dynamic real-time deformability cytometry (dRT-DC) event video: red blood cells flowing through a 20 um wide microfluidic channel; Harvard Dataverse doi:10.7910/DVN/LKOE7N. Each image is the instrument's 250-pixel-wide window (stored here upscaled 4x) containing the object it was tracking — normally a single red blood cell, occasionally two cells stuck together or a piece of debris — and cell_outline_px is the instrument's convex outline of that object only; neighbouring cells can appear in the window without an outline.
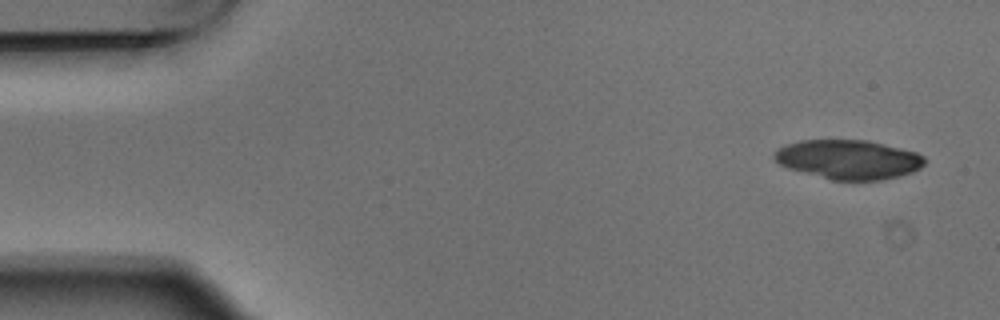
{"species": "Egyptian fruit bat (a non-hibernating species)", "species_latin": "Rousettus aegyptiacus", "temperature_condition": "warm", "stored_images_in_passage": 5, "camera_frame_rate_fps": 3000, "um_per_image_px": 0.085, "animal": {"sex": "male"}, "frame": {"image": 1, "passage_image": 1, "time_ms": 0.0, "image_size_px": [1000, 320], "cell_outline_px": [[924, 164], [920, 168], [912, 172], [900, 176], [880, 180], [832, 180], [788, 168], [780, 164], [772, 156], [772, 152], [788, 144], [800, 140], [868, 140], [916, 152], [924, 156]], "centroid_in_image_um": [72.12, 13.55], "position_along_channel_um": 12.9, "area_um2": 34.28}}